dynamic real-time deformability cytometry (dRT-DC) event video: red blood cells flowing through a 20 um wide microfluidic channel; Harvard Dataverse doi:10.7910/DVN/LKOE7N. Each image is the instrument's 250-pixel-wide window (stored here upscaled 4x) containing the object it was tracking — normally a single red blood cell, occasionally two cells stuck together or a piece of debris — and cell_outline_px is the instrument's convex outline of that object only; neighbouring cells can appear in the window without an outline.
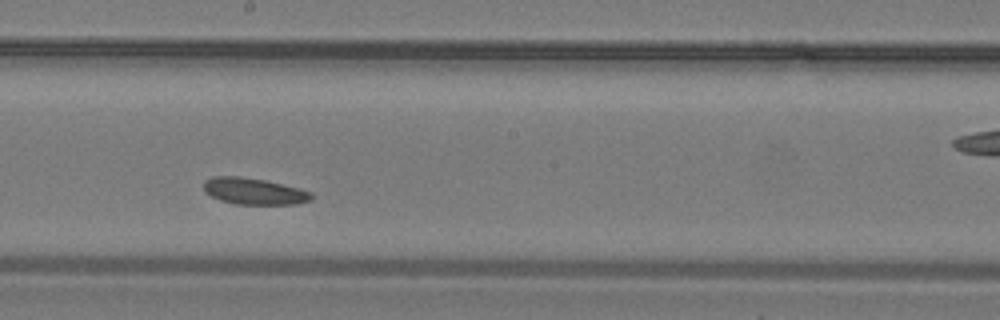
{"species": "common noctule bat (a hibernating species)", "species_latin": "Nyctalus noctula", "temperature_condition": "warm", "stored_images_in_passage": 23, "camera_frame_rate_fps": 3000, "um_per_image_px": 0.085, "animal": {"sex": "male", "body_mass_g": 19.2, "forearm_length_mm": 51.8}, "frame": {"image": 1, "passage_image": 10, "time_ms": 3.0, "image_size_px": [1000, 320], "cell_outline_px": [[312, 200], [296, 204], [236, 204], [220, 200], [204, 192], [204, 180], [212, 176], [240, 176], [264, 180], [312, 192]], "centroid_in_image_um": [21.55, 16.25], "position_along_channel_um": 226.7, "area_um2": 16.53}}
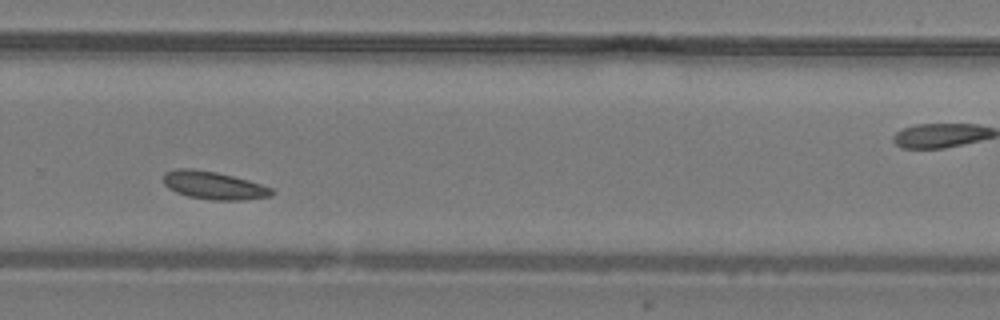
{"frame": {"image": 2, "passage_image": 14, "time_ms": 4.333, "image_size_px": [1000, 320], "cell_outline_px": [[276, 192], [272, 196], [240, 200], [212, 200], [188, 196], [176, 192], [168, 188], [164, 184], [164, 172], [176, 168], [192, 168], [216, 172], [248, 180], [272, 188]], "centroid_in_image_um": [18.16, 15.75], "position_along_channel_um": 311.6, "area_um2": 17.63}}